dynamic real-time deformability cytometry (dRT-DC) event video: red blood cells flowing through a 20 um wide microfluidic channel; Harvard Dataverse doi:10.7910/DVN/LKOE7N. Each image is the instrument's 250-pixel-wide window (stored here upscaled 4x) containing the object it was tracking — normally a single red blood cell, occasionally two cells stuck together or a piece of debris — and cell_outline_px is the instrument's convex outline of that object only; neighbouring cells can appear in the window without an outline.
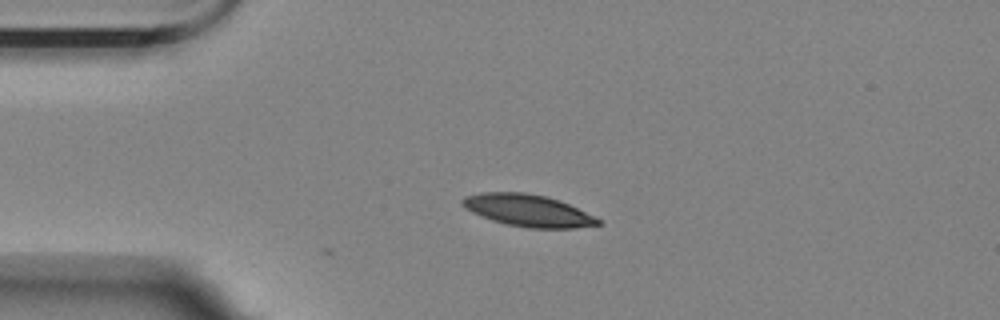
{"species": "Egyptian fruit bat (a non-hibernating species)", "species_latin": "Rousettus aegyptiacus", "temperature_condition": "room temperature", "stored_images_in_passage": 12, "camera_frame_rate_fps": 3000, "um_per_image_px": 0.085, "animal": {"sex": "female"}, "frame": {"image": 1, "passage_image": 12, "time_ms": 3.667, "image_size_px": [1000, 320], "cell_outline_px": [[600, 224], [576, 228], [528, 228], [508, 224], [492, 220], [480, 216], [464, 208], [460, 204], [460, 200], [464, 196], [480, 192], [524, 192], [548, 196], [568, 204], [600, 220]], "centroid_in_image_um": [44.79, 17.88], "position_along_channel_um": 40.2, "area_um2": 25.2}}